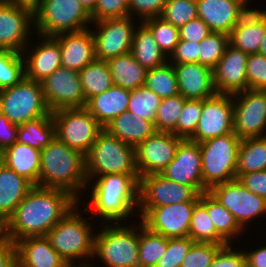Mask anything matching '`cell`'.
Segmentation results:
<instances>
[{
	"label": "cell",
	"mask_w": 266,
	"mask_h": 267,
	"mask_svg": "<svg viewBox=\"0 0 266 267\" xmlns=\"http://www.w3.org/2000/svg\"><path fill=\"white\" fill-rule=\"evenodd\" d=\"M78 203L65 190L35 185L8 218L10 240L45 236Z\"/></svg>",
	"instance_id": "obj_1"
},
{
	"label": "cell",
	"mask_w": 266,
	"mask_h": 267,
	"mask_svg": "<svg viewBox=\"0 0 266 267\" xmlns=\"http://www.w3.org/2000/svg\"><path fill=\"white\" fill-rule=\"evenodd\" d=\"M87 180L88 185L91 184V192L88 191L91 197L84 203V206L87 205L84 211H93L91 214L95 215L92 216V220L101 217L102 224L120 223L138 211V174L114 173Z\"/></svg>",
	"instance_id": "obj_2"
},
{
	"label": "cell",
	"mask_w": 266,
	"mask_h": 267,
	"mask_svg": "<svg viewBox=\"0 0 266 267\" xmlns=\"http://www.w3.org/2000/svg\"><path fill=\"white\" fill-rule=\"evenodd\" d=\"M87 185L85 156L55 136L41 150L38 186L65 190L80 201Z\"/></svg>",
	"instance_id": "obj_3"
},
{
	"label": "cell",
	"mask_w": 266,
	"mask_h": 267,
	"mask_svg": "<svg viewBox=\"0 0 266 267\" xmlns=\"http://www.w3.org/2000/svg\"><path fill=\"white\" fill-rule=\"evenodd\" d=\"M79 204L72 208L45 235L57 253L70 263H74V260L77 259L80 260L79 262L85 260L83 262L86 263L89 261L87 259L94 256L96 232H93L92 223L80 215L84 209L81 210L80 208V211L76 209Z\"/></svg>",
	"instance_id": "obj_4"
},
{
	"label": "cell",
	"mask_w": 266,
	"mask_h": 267,
	"mask_svg": "<svg viewBox=\"0 0 266 267\" xmlns=\"http://www.w3.org/2000/svg\"><path fill=\"white\" fill-rule=\"evenodd\" d=\"M138 252L139 223L137 227L105 224L95 235L93 258L98 257L106 267H139Z\"/></svg>",
	"instance_id": "obj_5"
},
{
	"label": "cell",
	"mask_w": 266,
	"mask_h": 267,
	"mask_svg": "<svg viewBox=\"0 0 266 267\" xmlns=\"http://www.w3.org/2000/svg\"><path fill=\"white\" fill-rule=\"evenodd\" d=\"M91 15L79 0H41L34 10L35 34L54 37L89 28Z\"/></svg>",
	"instance_id": "obj_6"
},
{
	"label": "cell",
	"mask_w": 266,
	"mask_h": 267,
	"mask_svg": "<svg viewBox=\"0 0 266 267\" xmlns=\"http://www.w3.org/2000/svg\"><path fill=\"white\" fill-rule=\"evenodd\" d=\"M86 177L106 174H138L135 167V148L103 129L85 156Z\"/></svg>",
	"instance_id": "obj_7"
},
{
	"label": "cell",
	"mask_w": 266,
	"mask_h": 267,
	"mask_svg": "<svg viewBox=\"0 0 266 267\" xmlns=\"http://www.w3.org/2000/svg\"><path fill=\"white\" fill-rule=\"evenodd\" d=\"M241 139L233 132L199 143L203 185H214L236 179L237 153Z\"/></svg>",
	"instance_id": "obj_8"
},
{
	"label": "cell",
	"mask_w": 266,
	"mask_h": 267,
	"mask_svg": "<svg viewBox=\"0 0 266 267\" xmlns=\"http://www.w3.org/2000/svg\"><path fill=\"white\" fill-rule=\"evenodd\" d=\"M0 112L17 125L51 113L41 83L27 77L12 87L0 90Z\"/></svg>",
	"instance_id": "obj_9"
},
{
	"label": "cell",
	"mask_w": 266,
	"mask_h": 267,
	"mask_svg": "<svg viewBox=\"0 0 266 267\" xmlns=\"http://www.w3.org/2000/svg\"><path fill=\"white\" fill-rule=\"evenodd\" d=\"M51 114L56 137L84 156L104 129L85 107L60 109Z\"/></svg>",
	"instance_id": "obj_10"
},
{
	"label": "cell",
	"mask_w": 266,
	"mask_h": 267,
	"mask_svg": "<svg viewBox=\"0 0 266 267\" xmlns=\"http://www.w3.org/2000/svg\"><path fill=\"white\" fill-rule=\"evenodd\" d=\"M199 200L200 194L192 186L173 182L161 173L139 177L137 216L140 218L152 207Z\"/></svg>",
	"instance_id": "obj_11"
},
{
	"label": "cell",
	"mask_w": 266,
	"mask_h": 267,
	"mask_svg": "<svg viewBox=\"0 0 266 267\" xmlns=\"http://www.w3.org/2000/svg\"><path fill=\"white\" fill-rule=\"evenodd\" d=\"M208 191L233 214L244 231L249 222L266 213V200L252 193L238 179L214 185Z\"/></svg>",
	"instance_id": "obj_12"
},
{
	"label": "cell",
	"mask_w": 266,
	"mask_h": 267,
	"mask_svg": "<svg viewBox=\"0 0 266 267\" xmlns=\"http://www.w3.org/2000/svg\"><path fill=\"white\" fill-rule=\"evenodd\" d=\"M134 22L130 16L92 22L96 26V31L92 30L95 58L107 61L110 58L131 52L136 29Z\"/></svg>",
	"instance_id": "obj_13"
},
{
	"label": "cell",
	"mask_w": 266,
	"mask_h": 267,
	"mask_svg": "<svg viewBox=\"0 0 266 267\" xmlns=\"http://www.w3.org/2000/svg\"><path fill=\"white\" fill-rule=\"evenodd\" d=\"M232 97L233 132L240 139L266 136V90L247 89Z\"/></svg>",
	"instance_id": "obj_14"
},
{
	"label": "cell",
	"mask_w": 266,
	"mask_h": 267,
	"mask_svg": "<svg viewBox=\"0 0 266 267\" xmlns=\"http://www.w3.org/2000/svg\"><path fill=\"white\" fill-rule=\"evenodd\" d=\"M41 85L51 113L60 109L86 107L78 71L61 66L42 81Z\"/></svg>",
	"instance_id": "obj_15"
},
{
	"label": "cell",
	"mask_w": 266,
	"mask_h": 267,
	"mask_svg": "<svg viewBox=\"0 0 266 267\" xmlns=\"http://www.w3.org/2000/svg\"><path fill=\"white\" fill-rule=\"evenodd\" d=\"M183 138L170 132L155 131L135 148V167L139 177L161 173L174 159Z\"/></svg>",
	"instance_id": "obj_16"
},
{
	"label": "cell",
	"mask_w": 266,
	"mask_h": 267,
	"mask_svg": "<svg viewBox=\"0 0 266 267\" xmlns=\"http://www.w3.org/2000/svg\"><path fill=\"white\" fill-rule=\"evenodd\" d=\"M234 106L232 95L218 94L203 100L202 115L195 133L189 138L194 142L233 133Z\"/></svg>",
	"instance_id": "obj_17"
},
{
	"label": "cell",
	"mask_w": 266,
	"mask_h": 267,
	"mask_svg": "<svg viewBox=\"0 0 266 267\" xmlns=\"http://www.w3.org/2000/svg\"><path fill=\"white\" fill-rule=\"evenodd\" d=\"M198 202L152 207L140 219L149 230L166 238L188 237L191 216Z\"/></svg>",
	"instance_id": "obj_18"
},
{
	"label": "cell",
	"mask_w": 266,
	"mask_h": 267,
	"mask_svg": "<svg viewBox=\"0 0 266 267\" xmlns=\"http://www.w3.org/2000/svg\"><path fill=\"white\" fill-rule=\"evenodd\" d=\"M33 26V10L0 0V49L22 53Z\"/></svg>",
	"instance_id": "obj_19"
},
{
	"label": "cell",
	"mask_w": 266,
	"mask_h": 267,
	"mask_svg": "<svg viewBox=\"0 0 266 267\" xmlns=\"http://www.w3.org/2000/svg\"><path fill=\"white\" fill-rule=\"evenodd\" d=\"M161 174L173 182L192 186L199 194L208 191L203 185L199 143L190 139L179 143L174 159Z\"/></svg>",
	"instance_id": "obj_20"
},
{
	"label": "cell",
	"mask_w": 266,
	"mask_h": 267,
	"mask_svg": "<svg viewBox=\"0 0 266 267\" xmlns=\"http://www.w3.org/2000/svg\"><path fill=\"white\" fill-rule=\"evenodd\" d=\"M248 54L228 45L216 67L213 82L216 93L234 95L247 90Z\"/></svg>",
	"instance_id": "obj_21"
},
{
	"label": "cell",
	"mask_w": 266,
	"mask_h": 267,
	"mask_svg": "<svg viewBox=\"0 0 266 267\" xmlns=\"http://www.w3.org/2000/svg\"><path fill=\"white\" fill-rule=\"evenodd\" d=\"M37 36L39 42L35 43L31 50L32 45H27L22 55L25 77L41 83L61 67V50L59 43L53 37Z\"/></svg>",
	"instance_id": "obj_22"
},
{
	"label": "cell",
	"mask_w": 266,
	"mask_h": 267,
	"mask_svg": "<svg viewBox=\"0 0 266 267\" xmlns=\"http://www.w3.org/2000/svg\"><path fill=\"white\" fill-rule=\"evenodd\" d=\"M60 46L61 66L80 72L95 58L94 38L90 27L53 37Z\"/></svg>",
	"instance_id": "obj_23"
},
{
	"label": "cell",
	"mask_w": 266,
	"mask_h": 267,
	"mask_svg": "<svg viewBox=\"0 0 266 267\" xmlns=\"http://www.w3.org/2000/svg\"><path fill=\"white\" fill-rule=\"evenodd\" d=\"M179 94L185 99L205 100L216 94L213 70L196 63L173 64Z\"/></svg>",
	"instance_id": "obj_24"
},
{
	"label": "cell",
	"mask_w": 266,
	"mask_h": 267,
	"mask_svg": "<svg viewBox=\"0 0 266 267\" xmlns=\"http://www.w3.org/2000/svg\"><path fill=\"white\" fill-rule=\"evenodd\" d=\"M15 246L17 267H62L66 263L46 236L19 239Z\"/></svg>",
	"instance_id": "obj_25"
},
{
	"label": "cell",
	"mask_w": 266,
	"mask_h": 267,
	"mask_svg": "<svg viewBox=\"0 0 266 267\" xmlns=\"http://www.w3.org/2000/svg\"><path fill=\"white\" fill-rule=\"evenodd\" d=\"M130 90L112 85L105 92L92 97L86 109L104 128L117 116L128 110Z\"/></svg>",
	"instance_id": "obj_26"
},
{
	"label": "cell",
	"mask_w": 266,
	"mask_h": 267,
	"mask_svg": "<svg viewBox=\"0 0 266 267\" xmlns=\"http://www.w3.org/2000/svg\"><path fill=\"white\" fill-rule=\"evenodd\" d=\"M198 17L211 32L229 35L234 28L240 0H196Z\"/></svg>",
	"instance_id": "obj_27"
},
{
	"label": "cell",
	"mask_w": 266,
	"mask_h": 267,
	"mask_svg": "<svg viewBox=\"0 0 266 267\" xmlns=\"http://www.w3.org/2000/svg\"><path fill=\"white\" fill-rule=\"evenodd\" d=\"M104 129L134 148L156 131L153 122L128 111L117 116Z\"/></svg>",
	"instance_id": "obj_28"
},
{
	"label": "cell",
	"mask_w": 266,
	"mask_h": 267,
	"mask_svg": "<svg viewBox=\"0 0 266 267\" xmlns=\"http://www.w3.org/2000/svg\"><path fill=\"white\" fill-rule=\"evenodd\" d=\"M35 185L5 164L0 166V215L7 219Z\"/></svg>",
	"instance_id": "obj_29"
},
{
	"label": "cell",
	"mask_w": 266,
	"mask_h": 267,
	"mask_svg": "<svg viewBox=\"0 0 266 267\" xmlns=\"http://www.w3.org/2000/svg\"><path fill=\"white\" fill-rule=\"evenodd\" d=\"M3 164L38 186L41 151L29 145L15 142L3 152Z\"/></svg>",
	"instance_id": "obj_30"
},
{
	"label": "cell",
	"mask_w": 266,
	"mask_h": 267,
	"mask_svg": "<svg viewBox=\"0 0 266 267\" xmlns=\"http://www.w3.org/2000/svg\"><path fill=\"white\" fill-rule=\"evenodd\" d=\"M113 84L135 90L146 81L147 69L140 65L131 52L107 60Z\"/></svg>",
	"instance_id": "obj_31"
},
{
	"label": "cell",
	"mask_w": 266,
	"mask_h": 267,
	"mask_svg": "<svg viewBox=\"0 0 266 267\" xmlns=\"http://www.w3.org/2000/svg\"><path fill=\"white\" fill-rule=\"evenodd\" d=\"M134 31L131 53L136 61L147 70L165 64L169 59L159 48L151 31L139 23Z\"/></svg>",
	"instance_id": "obj_32"
},
{
	"label": "cell",
	"mask_w": 266,
	"mask_h": 267,
	"mask_svg": "<svg viewBox=\"0 0 266 267\" xmlns=\"http://www.w3.org/2000/svg\"><path fill=\"white\" fill-rule=\"evenodd\" d=\"M199 202L207 209L216 232L228 244H231L236 236H241V233H244L233 214L221 205L209 191L200 194Z\"/></svg>",
	"instance_id": "obj_33"
},
{
	"label": "cell",
	"mask_w": 266,
	"mask_h": 267,
	"mask_svg": "<svg viewBox=\"0 0 266 267\" xmlns=\"http://www.w3.org/2000/svg\"><path fill=\"white\" fill-rule=\"evenodd\" d=\"M266 170V136L241 139L237 153L236 179L242 174Z\"/></svg>",
	"instance_id": "obj_34"
},
{
	"label": "cell",
	"mask_w": 266,
	"mask_h": 267,
	"mask_svg": "<svg viewBox=\"0 0 266 267\" xmlns=\"http://www.w3.org/2000/svg\"><path fill=\"white\" fill-rule=\"evenodd\" d=\"M55 124L50 113L48 116L27 121L18 125L16 142L42 150L55 138Z\"/></svg>",
	"instance_id": "obj_35"
},
{
	"label": "cell",
	"mask_w": 266,
	"mask_h": 267,
	"mask_svg": "<svg viewBox=\"0 0 266 267\" xmlns=\"http://www.w3.org/2000/svg\"><path fill=\"white\" fill-rule=\"evenodd\" d=\"M79 78L86 103L113 85L109 65L103 60L95 59L88 64L79 72Z\"/></svg>",
	"instance_id": "obj_36"
},
{
	"label": "cell",
	"mask_w": 266,
	"mask_h": 267,
	"mask_svg": "<svg viewBox=\"0 0 266 267\" xmlns=\"http://www.w3.org/2000/svg\"><path fill=\"white\" fill-rule=\"evenodd\" d=\"M168 238L149 230L139 221V267H155L164 255Z\"/></svg>",
	"instance_id": "obj_37"
},
{
	"label": "cell",
	"mask_w": 266,
	"mask_h": 267,
	"mask_svg": "<svg viewBox=\"0 0 266 267\" xmlns=\"http://www.w3.org/2000/svg\"><path fill=\"white\" fill-rule=\"evenodd\" d=\"M144 86L158 95L161 99L179 94L178 82L173 64H165L149 69Z\"/></svg>",
	"instance_id": "obj_38"
},
{
	"label": "cell",
	"mask_w": 266,
	"mask_h": 267,
	"mask_svg": "<svg viewBox=\"0 0 266 267\" xmlns=\"http://www.w3.org/2000/svg\"><path fill=\"white\" fill-rule=\"evenodd\" d=\"M188 236L194 242H209L228 245V243L216 232V228L210 219L207 209L198 202L194 206L191 216Z\"/></svg>",
	"instance_id": "obj_39"
},
{
	"label": "cell",
	"mask_w": 266,
	"mask_h": 267,
	"mask_svg": "<svg viewBox=\"0 0 266 267\" xmlns=\"http://www.w3.org/2000/svg\"><path fill=\"white\" fill-rule=\"evenodd\" d=\"M265 33L266 20L258 25L234 27L229 34V44L248 55L258 53Z\"/></svg>",
	"instance_id": "obj_40"
},
{
	"label": "cell",
	"mask_w": 266,
	"mask_h": 267,
	"mask_svg": "<svg viewBox=\"0 0 266 267\" xmlns=\"http://www.w3.org/2000/svg\"><path fill=\"white\" fill-rule=\"evenodd\" d=\"M25 77L22 53L0 49V90L18 84Z\"/></svg>",
	"instance_id": "obj_41"
},
{
	"label": "cell",
	"mask_w": 266,
	"mask_h": 267,
	"mask_svg": "<svg viewBox=\"0 0 266 267\" xmlns=\"http://www.w3.org/2000/svg\"><path fill=\"white\" fill-rule=\"evenodd\" d=\"M160 102L161 98L143 85L130 91L127 111L154 123Z\"/></svg>",
	"instance_id": "obj_42"
},
{
	"label": "cell",
	"mask_w": 266,
	"mask_h": 267,
	"mask_svg": "<svg viewBox=\"0 0 266 267\" xmlns=\"http://www.w3.org/2000/svg\"><path fill=\"white\" fill-rule=\"evenodd\" d=\"M185 100L180 94L161 99L154 122L156 131L171 133L177 127Z\"/></svg>",
	"instance_id": "obj_43"
},
{
	"label": "cell",
	"mask_w": 266,
	"mask_h": 267,
	"mask_svg": "<svg viewBox=\"0 0 266 267\" xmlns=\"http://www.w3.org/2000/svg\"><path fill=\"white\" fill-rule=\"evenodd\" d=\"M142 23L151 31L159 48L169 58L179 42V28L166 22L161 17H154Z\"/></svg>",
	"instance_id": "obj_44"
},
{
	"label": "cell",
	"mask_w": 266,
	"mask_h": 267,
	"mask_svg": "<svg viewBox=\"0 0 266 267\" xmlns=\"http://www.w3.org/2000/svg\"><path fill=\"white\" fill-rule=\"evenodd\" d=\"M199 44V63L213 70L229 45V35L210 32Z\"/></svg>",
	"instance_id": "obj_45"
},
{
	"label": "cell",
	"mask_w": 266,
	"mask_h": 267,
	"mask_svg": "<svg viewBox=\"0 0 266 267\" xmlns=\"http://www.w3.org/2000/svg\"><path fill=\"white\" fill-rule=\"evenodd\" d=\"M173 26L180 28L198 17L196 0H167L159 16Z\"/></svg>",
	"instance_id": "obj_46"
},
{
	"label": "cell",
	"mask_w": 266,
	"mask_h": 267,
	"mask_svg": "<svg viewBox=\"0 0 266 267\" xmlns=\"http://www.w3.org/2000/svg\"><path fill=\"white\" fill-rule=\"evenodd\" d=\"M202 108L203 100L186 99L177 127L171 133L183 139H189L195 133L202 115Z\"/></svg>",
	"instance_id": "obj_47"
},
{
	"label": "cell",
	"mask_w": 266,
	"mask_h": 267,
	"mask_svg": "<svg viewBox=\"0 0 266 267\" xmlns=\"http://www.w3.org/2000/svg\"><path fill=\"white\" fill-rule=\"evenodd\" d=\"M223 246L209 242H194L183 259L181 267H209Z\"/></svg>",
	"instance_id": "obj_48"
},
{
	"label": "cell",
	"mask_w": 266,
	"mask_h": 267,
	"mask_svg": "<svg viewBox=\"0 0 266 267\" xmlns=\"http://www.w3.org/2000/svg\"><path fill=\"white\" fill-rule=\"evenodd\" d=\"M193 243L194 241L189 236L168 238L166 251L155 267H181Z\"/></svg>",
	"instance_id": "obj_49"
},
{
	"label": "cell",
	"mask_w": 266,
	"mask_h": 267,
	"mask_svg": "<svg viewBox=\"0 0 266 267\" xmlns=\"http://www.w3.org/2000/svg\"><path fill=\"white\" fill-rule=\"evenodd\" d=\"M247 89L266 90V57L260 53L248 55Z\"/></svg>",
	"instance_id": "obj_50"
},
{
	"label": "cell",
	"mask_w": 266,
	"mask_h": 267,
	"mask_svg": "<svg viewBox=\"0 0 266 267\" xmlns=\"http://www.w3.org/2000/svg\"><path fill=\"white\" fill-rule=\"evenodd\" d=\"M92 22L107 18L129 16V5L125 0H97L95 10L90 14Z\"/></svg>",
	"instance_id": "obj_51"
},
{
	"label": "cell",
	"mask_w": 266,
	"mask_h": 267,
	"mask_svg": "<svg viewBox=\"0 0 266 267\" xmlns=\"http://www.w3.org/2000/svg\"><path fill=\"white\" fill-rule=\"evenodd\" d=\"M166 2L167 0H132L129 4V16L133 19L138 16L137 19H141V23L159 17Z\"/></svg>",
	"instance_id": "obj_52"
},
{
	"label": "cell",
	"mask_w": 266,
	"mask_h": 267,
	"mask_svg": "<svg viewBox=\"0 0 266 267\" xmlns=\"http://www.w3.org/2000/svg\"><path fill=\"white\" fill-rule=\"evenodd\" d=\"M231 245L223 246L209 267H247L244 250H233Z\"/></svg>",
	"instance_id": "obj_53"
},
{
	"label": "cell",
	"mask_w": 266,
	"mask_h": 267,
	"mask_svg": "<svg viewBox=\"0 0 266 267\" xmlns=\"http://www.w3.org/2000/svg\"><path fill=\"white\" fill-rule=\"evenodd\" d=\"M199 48L198 42L179 40L174 52L169 57V62L172 64L199 62Z\"/></svg>",
	"instance_id": "obj_54"
},
{
	"label": "cell",
	"mask_w": 266,
	"mask_h": 267,
	"mask_svg": "<svg viewBox=\"0 0 266 267\" xmlns=\"http://www.w3.org/2000/svg\"><path fill=\"white\" fill-rule=\"evenodd\" d=\"M210 32L208 25L197 17L179 28V40L200 43Z\"/></svg>",
	"instance_id": "obj_55"
},
{
	"label": "cell",
	"mask_w": 266,
	"mask_h": 267,
	"mask_svg": "<svg viewBox=\"0 0 266 267\" xmlns=\"http://www.w3.org/2000/svg\"><path fill=\"white\" fill-rule=\"evenodd\" d=\"M248 2H242L238 8L234 27L258 25L266 20V10L249 9Z\"/></svg>",
	"instance_id": "obj_56"
},
{
	"label": "cell",
	"mask_w": 266,
	"mask_h": 267,
	"mask_svg": "<svg viewBox=\"0 0 266 267\" xmlns=\"http://www.w3.org/2000/svg\"><path fill=\"white\" fill-rule=\"evenodd\" d=\"M238 180L252 193L266 200V170L242 174Z\"/></svg>",
	"instance_id": "obj_57"
},
{
	"label": "cell",
	"mask_w": 266,
	"mask_h": 267,
	"mask_svg": "<svg viewBox=\"0 0 266 267\" xmlns=\"http://www.w3.org/2000/svg\"><path fill=\"white\" fill-rule=\"evenodd\" d=\"M18 125L0 112V152L12 146L17 139Z\"/></svg>",
	"instance_id": "obj_58"
},
{
	"label": "cell",
	"mask_w": 266,
	"mask_h": 267,
	"mask_svg": "<svg viewBox=\"0 0 266 267\" xmlns=\"http://www.w3.org/2000/svg\"><path fill=\"white\" fill-rule=\"evenodd\" d=\"M0 267H17L16 246L11 240L0 246Z\"/></svg>",
	"instance_id": "obj_59"
},
{
	"label": "cell",
	"mask_w": 266,
	"mask_h": 267,
	"mask_svg": "<svg viewBox=\"0 0 266 267\" xmlns=\"http://www.w3.org/2000/svg\"><path fill=\"white\" fill-rule=\"evenodd\" d=\"M247 267H266V245L252 251L244 250Z\"/></svg>",
	"instance_id": "obj_60"
},
{
	"label": "cell",
	"mask_w": 266,
	"mask_h": 267,
	"mask_svg": "<svg viewBox=\"0 0 266 267\" xmlns=\"http://www.w3.org/2000/svg\"><path fill=\"white\" fill-rule=\"evenodd\" d=\"M9 241L8 219L0 215V246L6 245Z\"/></svg>",
	"instance_id": "obj_61"
},
{
	"label": "cell",
	"mask_w": 266,
	"mask_h": 267,
	"mask_svg": "<svg viewBox=\"0 0 266 267\" xmlns=\"http://www.w3.org/2000/svg\"><path fill=\"white\" fill-rule=\"evenodd\" d=\"M4 1L13 5L27 7L33 11L39 6L41 2V0H4Z\"/></svg>",
	"instance_id": "obj_62"
},
{
	"label": "cell",
	"mask_w": 266,
	"mask_h": 267,
	"mask_svg": "<svg viewBox=\"0 0 266 267\" xmlns=\"http://www.w3.org/2000/svg\"><path fill=\"white\" fill-rule=\"evenodd\" d=\"M86 11L91 14L96 7L97 0H79Z\"/></svg>",
	"instance_id": "obj_63"
},
{
	"label": "cell",
	"mask_w": 266,
	"mask_h": 267,
	"mask_svg": "<svg viewBox=\"0 0 266 267\" xmlns=\"http://www.w3.org/2000/svg\"><path fill=\"white\" fill-rule=\"evenodd\" d=\"M76 263L78 262H74V263H70V262H66L62 267H94V265L92 266V263L90 264L89 262H81L80 264L78 263L76 265Z\"/></svg>",
	"instance_id": "obj_64"
},
{
	"label": "cell",
	"mask_w": 266,
	"mask_h": 267,
	"mask_svg": "<svg viewBox=\"0 0 266 267\" xmlns=\"http://www.w3.org/2000/svg\"><path fill=\"white\" fill-rule=\"evenodd\" d=\"M258 53H260V54H262L263 56L266 57V33H265L264 39L260 43V47H259V52Z\"/></svg>",
	"instance_id": "obj_65"
},
{
	"label": "cell",
	"mask_w": 266,
	"mask_h": 267,
	"mask_svg": "<svg viewBox=\"0 0 266 267\" xmlns=\"http://www.w3.org/2000/svg\"><path fill=\"white\" fill-rule=\"evenodd\" d=\"M3 164V155L2 152H0V166Z\"/></svg>",
	"instance_id": "obj_66"
},
{
	"label": "cell",
	"mask_w": 266,
	"mask_h": 267,
	"mask_svg": "<svg viewBox=\"0 0 266 267\" xmlns=\"http://www.w3.org/2000/svg\"><path fill=\"white\" fill-rule=\"evenodd\" d=\"M125 1L129 5L132 0H125Z\"/></svg>",
	"instance_id": "obj_67"
},
{
	"label": "cell",
	"mask_w": 266,
	"mask_h": 267,
	"mask_svg": "<svg viewBox=\"0 0 266 267\" xmlns=\"http://www.w3.org/2000/svg\"><path fill=\"white\" fill-rule=\"evenodd\" d=\"M241 2H248V4H249V0H240Z\"/></svg>",
	"instance_id": "obj_68"
}]
</instances>
